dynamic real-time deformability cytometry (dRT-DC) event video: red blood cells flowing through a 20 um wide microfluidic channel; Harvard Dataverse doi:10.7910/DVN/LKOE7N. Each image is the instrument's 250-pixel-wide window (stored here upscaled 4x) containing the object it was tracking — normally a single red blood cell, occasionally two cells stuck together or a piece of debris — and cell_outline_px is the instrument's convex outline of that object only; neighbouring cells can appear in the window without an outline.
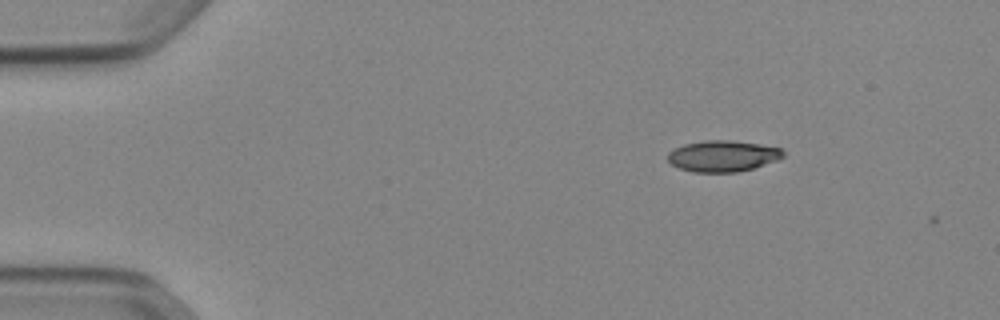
{"species": "Egyptian fruit bat (a non-hibernating species)", "species_latin": "Rousettus aegyptiacus", "temperature_condition": "cold", "stored_images_in_passage": 5, "camera_frame_rate_fps": 3000, "um_per_image_px": 0.085, "animal": {"sex": "female"}, "frame": {"image": 1, "passage_image": 1, "time_ms": 0.0, "image_size_px": [1000, 320], "cell_outline_px": [[784, 156], [776, 160], [752, 168], [736, 172], [692, 172], [680, 168], [672, 164], [668, 160], [668, 152], [684, 144], [704, 140], [732, 140], [760, 144], [780, 148], [784, 152]], "centroid_in_image_um": [61.42, 13.25], "position_along_channel_um": 23.6, "area_um2": 20.81}}